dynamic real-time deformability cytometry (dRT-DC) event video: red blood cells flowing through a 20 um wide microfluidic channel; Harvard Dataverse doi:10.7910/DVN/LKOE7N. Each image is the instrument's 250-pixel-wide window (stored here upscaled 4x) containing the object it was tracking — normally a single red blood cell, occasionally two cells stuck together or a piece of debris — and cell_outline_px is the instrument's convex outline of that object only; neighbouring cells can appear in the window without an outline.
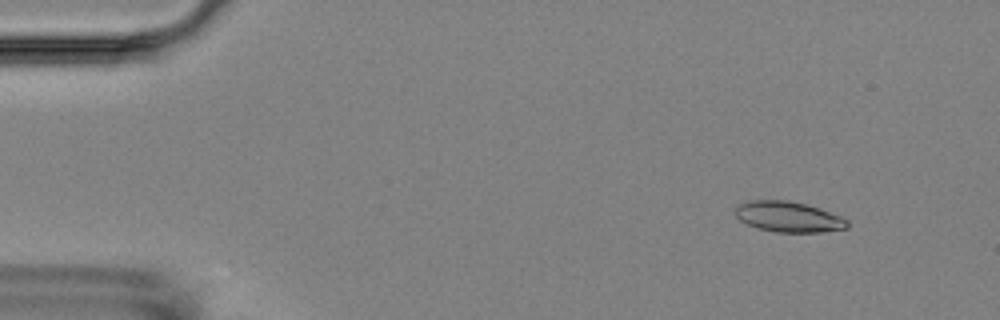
{"species": "Egyptian fruit bat (a non-hibernating species)", "species_latin": "Rousettus aegyptiacus", "temperature_condition": "room temperature", "stored_images_in_passage": 4, "camera_frame_rate_fps": 3000, "um_per_image_px": 0.085, "animal": {"sex": "female"}, "frame": {"image": 1, "passage_image": 1, "time_ms": 0.0, "image_size_px": [1000, 320], "cell_outline_px": [[848, 228], [824, 232], [776, 232], [756, 228], [740, 220], [736, 216], [736, 204], [748, 200], [788, 200], [808, 204], [820, 208], [840, 216], [848, 220]], "centroid_in_image_um": [67.02, 18.42], "position_along_channel_um": 18.0, "area_um2": 20.17}}